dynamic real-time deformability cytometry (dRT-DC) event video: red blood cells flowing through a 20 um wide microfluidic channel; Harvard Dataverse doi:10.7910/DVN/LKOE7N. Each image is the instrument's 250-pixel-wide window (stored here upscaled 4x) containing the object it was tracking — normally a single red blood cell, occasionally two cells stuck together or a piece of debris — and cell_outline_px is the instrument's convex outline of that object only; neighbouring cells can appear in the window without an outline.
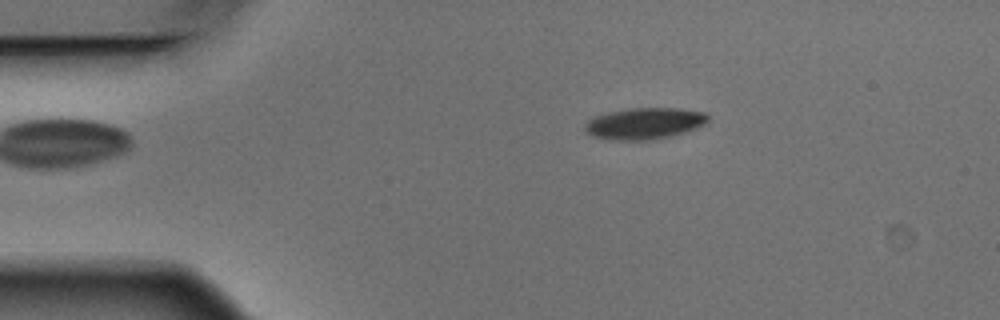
{"species": "Egyptian fruit bat (a non-hibernating species)", "species_latin": "Rousettus aegyptiacus", "temperature_condition": "warm", "stored_images_in_passage": 3, "camera_frame_rate_fps": 3000, "um_per_image_px": 0.085, "animal": {"sex": "male"}, "frame": {"image": 1, "passage_image": 2, "time_ms": 0.333, "image_size_px": [1000, 320], "cell_outline_px": [[708, 120], [704, 124], [696, 128], [684, 132], [668, 136], [644, 140], [612, 140], [596, 136], [588, 132], [584, 128], [584, 124], [588, 120], [596, 116], [608, 112], [628, 108], [680, 108], [708, 112]], "centroid_in_image_um": [54.81, 10.47], "position_along_channel_um": 30.2, "area_um2": 22.37}}